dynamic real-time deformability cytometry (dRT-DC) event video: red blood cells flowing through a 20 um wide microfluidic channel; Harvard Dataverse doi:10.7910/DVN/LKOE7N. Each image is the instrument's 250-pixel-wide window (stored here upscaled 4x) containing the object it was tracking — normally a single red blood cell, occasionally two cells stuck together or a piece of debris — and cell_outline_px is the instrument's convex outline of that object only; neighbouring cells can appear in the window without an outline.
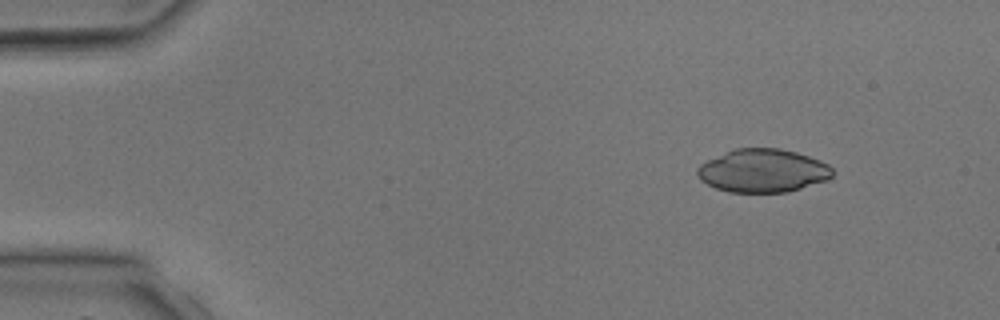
{"species": "common noctule bat (a hibernating species)", "species_latin": "Nyctalus noctula", "temperature_condition": "room temperature", "stored_images_in_passage": 4, "segment_of_instrument_passage": [2, 2], "camera_frame_rate_fps": 3000, "um_per_image_px": 0.085, "animal": {"sex": "male", "body_mass_g": 17.9, "forearm_length_mm": 54.2}, "frame": {"image": 1, "passage_image": 4, "time_ms": 3.667, "image_size_px": [1000, 320], "cell_outline_px": [[832, 176], [828, 180], [788, 192], [728, 192], [716, 188], [700, 180], [696, 176], [696, 168], [700, 164], [708, 160], [736, 148], [780, 148], [796, 152], [820, 160], [828, 164], [832, 168]], "centroid_in_image_um": [64.84, 14.51], "position_along_channel_um": 20.2, "area_um2": 34.1}}